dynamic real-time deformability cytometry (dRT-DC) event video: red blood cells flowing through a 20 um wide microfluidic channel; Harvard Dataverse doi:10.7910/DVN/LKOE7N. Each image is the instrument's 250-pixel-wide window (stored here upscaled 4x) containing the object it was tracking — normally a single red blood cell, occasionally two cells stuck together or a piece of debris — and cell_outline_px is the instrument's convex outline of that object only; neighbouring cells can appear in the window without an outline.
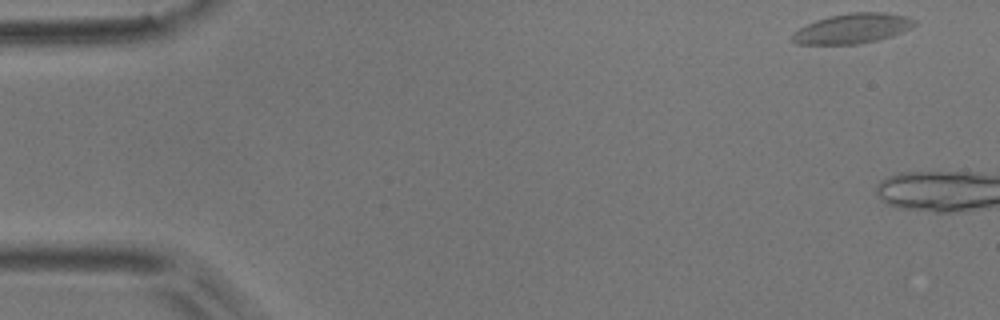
{"species": "common noctule bat (a hibernating species)", "species_latin": "Nyctalus noctula", "temperature_condition": "room temperature", "stored_images_in_passage": 2, "camera_frame_rate_fps": 3000, "um_per_image_px": 0.085, "animal": {"sex": "male", "body_mass_g": 17.9}, "frame": {"image": 1, "passage_image": 1, "time_ms": 0.0, "image_size_px": [1000, 320], "cell_outline_px": [[916, 24], [912, 28], [892, 36], [860, 44], [796, 44], [792, 40], [792, 32], [816, 20], [828, 16], [852, 12], [884, 12], [908, 16], [916, 20]], "centroid_in_image_um": [72.49, 2.41], "position_along_channel_um": 12.5, "area_um2": 21.44}}